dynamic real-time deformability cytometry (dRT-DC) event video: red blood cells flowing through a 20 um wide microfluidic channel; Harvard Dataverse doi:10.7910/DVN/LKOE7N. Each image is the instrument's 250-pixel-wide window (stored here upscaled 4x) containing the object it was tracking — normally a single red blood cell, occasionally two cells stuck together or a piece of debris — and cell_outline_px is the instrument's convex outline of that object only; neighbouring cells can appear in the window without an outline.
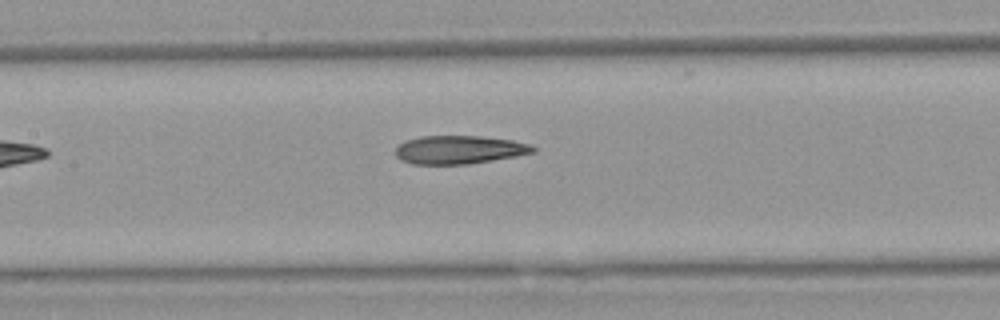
{"species": "Egyptian fruit bat (a non-hibernating species)", "species_latin": "Rousettus aegyptiacus", "temperature_condition": "warm", "stored_images_in_passage": 8, "camera_frame_rate_fps": 3000, "um_per_image_px": 0.085, "animal": {"sex": "female"}, "frame": {"image": 1, "passage_image": 8, "time_ms": 9.667, "image_size_px": [1000, 320], "cell_outline_px": [[536, 152], [516, 156], [468, 164], [412, 164], [400, 160], [396, 156], [396, 148], [404, 140], [420, 136], [480, 136], [512, 140], [528, 144], [536, 148]], "centroid_in_image_um": [39.01, 12.72], "position_along_channel_um": 168.4, "area_um2": 22.72}}